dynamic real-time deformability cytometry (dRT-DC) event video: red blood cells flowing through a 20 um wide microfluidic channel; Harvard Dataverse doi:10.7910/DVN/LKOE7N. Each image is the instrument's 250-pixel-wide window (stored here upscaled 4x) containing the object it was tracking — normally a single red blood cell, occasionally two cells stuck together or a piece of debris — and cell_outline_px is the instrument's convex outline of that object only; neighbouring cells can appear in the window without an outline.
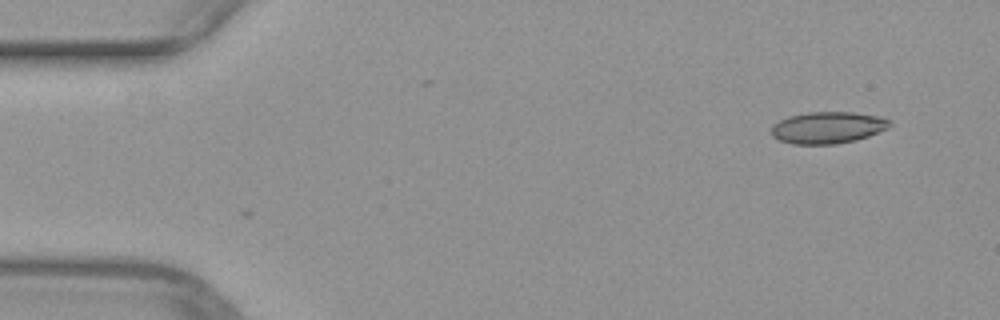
{"species": "common noctule bat (a hibernating species)", "species_latin": "Nyctalus noctula", "temperature_condition": "warm", "stored_images_in_passage": 47, "camera_frame_rate_fps": 3000, "um_per_image_px": 0.085, "animal": {"sex": "female", "body_mass_g": 29.2, "forearm_length_mm": 56.3}, "frame": {"image": 1, "passage_image": 1, "time_ms": 0.0, "image_size_px": [1000, 320], "cell_outline_px": [[892, 124], [888, 128], [868, 136], [856, 140], [836, 144], [792, 144], [780, 140], [772, 136], [772, 124], [788, 116], [808, 112], [852, 112], [876, 116], [892, 120]], "centroid_in_image_um": [70.36, 10.84], "position_along_channel_um": 14.6, "area_um2": 21.91}}
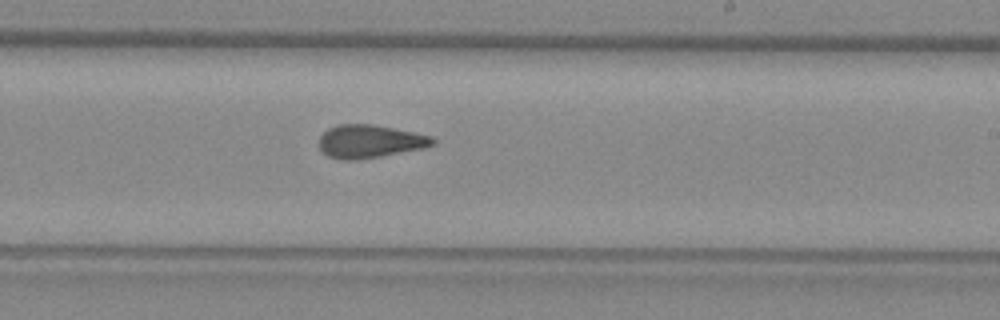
{"frame": {"image": 2, "passage_image": 27, "time_ms": 8.667, "image_size_px": [1000, 320], "cell_outline_px": [[436, 144], [420, 148], [360, 160], [340, 160], [328, 156], [320, 148], [320, 136], [328, 128], [340, 124], [372, 124], [432, 136], [436, 140]], "centroid_in_image_um": [31.41, 12.02], "position_along_channel_um": 257.6, "area_um2": 21.68}}
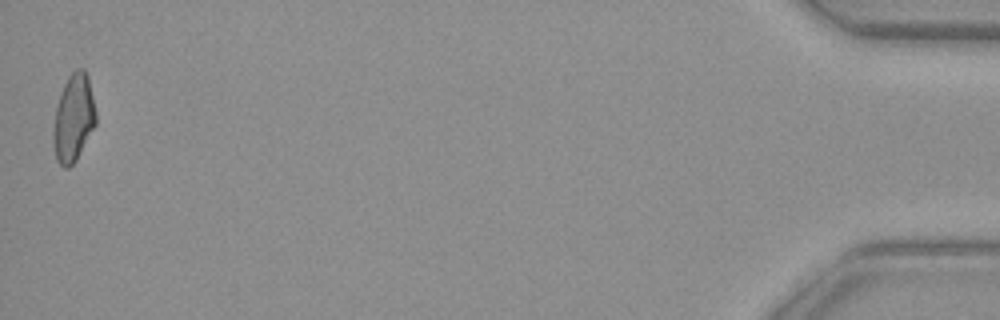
{"frame": {"image": 3, "passage_image": 47, "time_ms": 15.333, "image_size_px": [1000, 320], "cell_outline_px": [[96, 124], [76, 160], [68, 168], [64, 168], [56, 160], [52, 140], [52, 132], [56, 108], [60, 92], [68, 76], [76, 68], [84, 68], [88, 76], [96, 112]], "centroid_in_image_um": [6.24, 10.03], "position_along_channel_um": 429.0, "area_um2": 21.85}}